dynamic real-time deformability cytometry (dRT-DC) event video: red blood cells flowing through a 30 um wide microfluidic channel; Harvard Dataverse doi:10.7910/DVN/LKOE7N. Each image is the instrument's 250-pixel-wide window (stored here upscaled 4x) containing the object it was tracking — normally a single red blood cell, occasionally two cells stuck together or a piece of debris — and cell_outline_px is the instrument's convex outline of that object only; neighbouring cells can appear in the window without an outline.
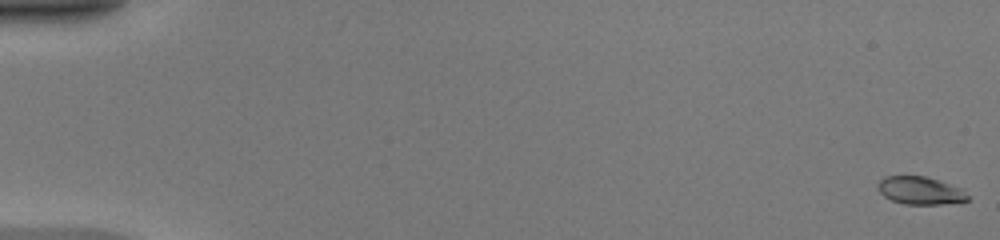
{"species": "common noctule bat (a hibernating species)", "species_latin": "Nyctalus noctula", "temperature_condition": "warm", "stored_images_in_passage": 51, "camera_frame_rate_fps": 3000, "um_per_image_px": 0.085, "animal": {"sex": "female", "body_mass_g": 20.0, "forearm_length_mm": 54.0}, "frame": {"image": 1, "passage_image": 1, "time_ms": 0.0, "image_size_px": [1000, 240], "cell_outline_px": [[968, 200], [940, 204], [904, 204], [892, 200], [884, 196], [876, 188], [876, 184], [884, 176], [924, 176], [964, 188], [968, 196]], "centroid_in_image_um": [78.2, 16.19], "position_along_channel_um": 6.8, "area_um2": 14.57}}
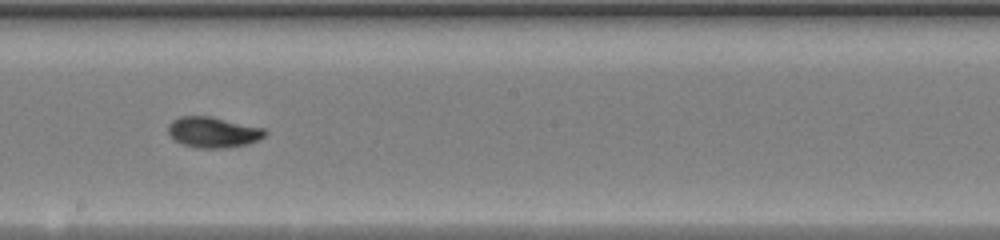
{"frame": {"image": 2, "passage_image": 30, "time_ms": 9.667, "image_size_px": [1000, 240], "cell_outline_px": [[268, 132], [264, 136], [248, 144], [224, 148], [196, 148], [184, 144], [176, 140], [168, 132], [168, 124], [172, 120], [180, 116], [208, 116], [264, 128]], "centroid_in_image_um": [18.11, 11.24], "position_along_channel_um": 230.1, "area_um2": 17.11}}
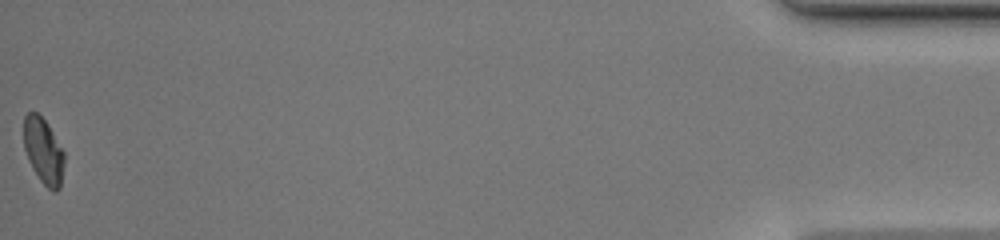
{"frame": {"image": 3, "passage_image": 51, "time_ms": 16.667, "image_size_px": [1000, 240], "cell_outline_px": [[64, 164], [60, 188], [56, 192], [52, 192], [40, 180], [32, 168], [28, 160], [24, 148], [24, 116], [28, 112], [36, 112], [48, 124], [64, 152]], "centroid_in_image_um": [3.69, 12.85], "position_along_channel_um": 431.5, "area_um2": 15.55}, "authors_computed_cell_mechanics": {"area_um2": 16.2996, "velocity_mm_per_s": 4.1925, "shape_relaxation_time_tau1_ms": 3.2522, "shape_relaxation_time_tau2_ms": 1.2559, "deformation_change_tau1": 0.1696, "deformation_change_tau2": 0.0531}}